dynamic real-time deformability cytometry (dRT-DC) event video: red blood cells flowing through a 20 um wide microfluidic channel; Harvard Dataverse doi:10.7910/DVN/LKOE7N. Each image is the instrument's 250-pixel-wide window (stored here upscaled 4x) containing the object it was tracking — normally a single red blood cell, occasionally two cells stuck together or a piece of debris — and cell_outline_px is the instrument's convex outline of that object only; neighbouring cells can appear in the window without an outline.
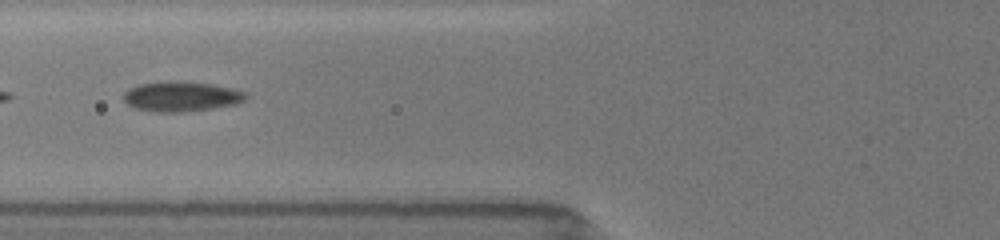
{"species": "common noctule bat (a hibernating species)", "species_latin": "Nyctalus noctula", "temperature_condition": "room temperature", "stored_images_in_passage": 44, "camera_frame_rate_fps": 3000, "um_per_image_px": 0.085, "animal": {"sex": "female", "body_mass_g": 19.5, "forearm_length_mm": 54.1}, "frame": {"image": 1, "passage_image": 11, "time_ms": 4.0, "image_size_px": [1000, 240], "cell_outline_px": [[248, 96], [244, 100], [236, 104], [212, 108], [180, 112], [152, 112], [136, 108], [128, 104], [124, 100], [124, 92], [128, 88], [136, 84], [168, 80], [180, 80], [212, 84], [244, 92]], "centroid_in_image_um": [15.35, 8.18], "position_along_channel_um": 110.5, "area_um2": 21.5}}
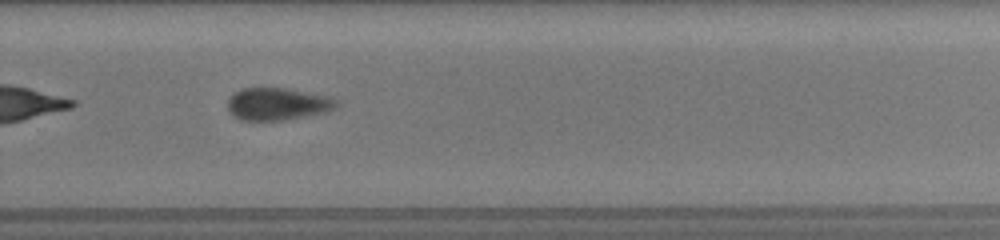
{"frame": {"image": 2, "passage_image": 27, "time_ms": 9.0, "image_size_px": [1000, 240], "cell_outline_px": [[340, 104], [336, 108], [328, 112], [284, 120], [240, 120], [228, 112], [228, 96], [240, 88], [288, 88], [328, 96], [340, 100]], "centroid_in_image_um": [23.61, 8.83], "position_along_channel_um": 306.2, "area_um2": 20.92}}
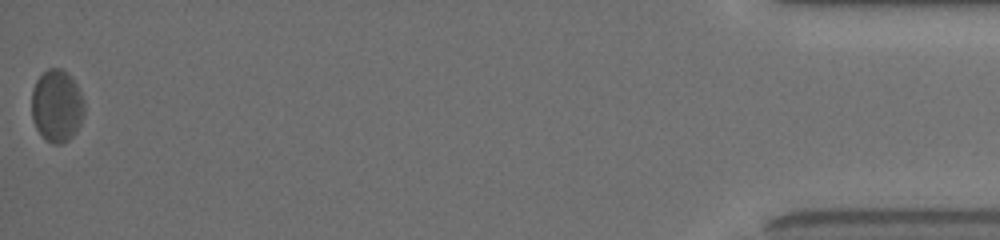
{"frame": {"image": 3, "passage_image": 44, "time_ms": 14.333, "image_size_px": [1000, 240], "cell_outline_px": [[84, 112], [80, 124], [76, 132], [68, 140], [60, 144], [52, 144], [44, 140], [36, 128], [32, 120], [32, 88], [36, 80], [48, 68], [60, 68], [72, 76], [80, 92], [84, 104]], "centroid_in_image_um": [4.82, 9.01], "position_along_channel_um": 430.4, "area_um2": 22.37}, "authors_computed_cell_mechanics": {"area_um2": 21.5305, "velocity_mm_per_s": 3.9263, "shape_relaxation_time_tau1_ms": 5.9213, "shape_relaxation_time_tau2_ms": 2.595, "deformation_change_tau1": 0.1167, "deformation_change_tau2": 0.0672}}